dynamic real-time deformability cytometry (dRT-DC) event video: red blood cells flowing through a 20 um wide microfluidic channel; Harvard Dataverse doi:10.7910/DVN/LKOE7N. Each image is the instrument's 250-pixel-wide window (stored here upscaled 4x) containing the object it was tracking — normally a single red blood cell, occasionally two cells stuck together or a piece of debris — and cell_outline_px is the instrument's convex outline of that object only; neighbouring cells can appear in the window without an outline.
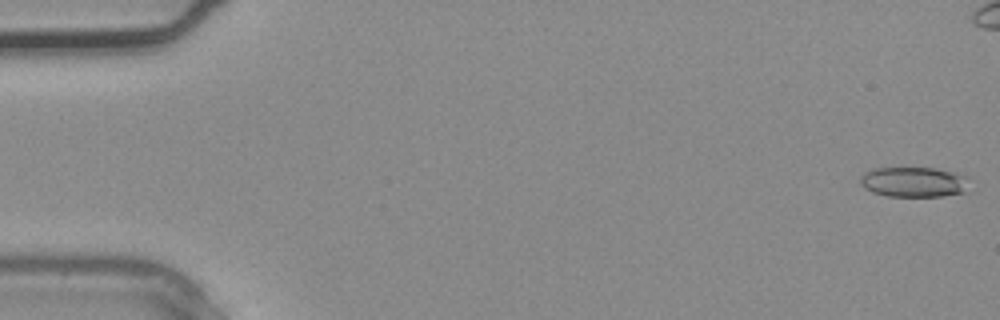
{"species": "common noctule bat (a hibernating species)", "species_latin": "Nyctalus noctula", "temperature_condition": "warm", "stored_images_in_passage": 4, "segment_of_instrument_passage": [2, 2], "camera_frame_rate_fps": 3000, "um_per_image_px": 0.085, "animal": {"sex": "male", "body_mass_g": 20.4}, "frame": {"image": 1, "passage_image": 4, "time_ms": 1.0, "image_size_px": [1000, 320], "cell_outline_px": [[964, 192], [940, 196], [888, 196], [872, 192], [864, 188], [860, 184], [860, 176], [864, 172], [876, 168], [936, 168], [956, 172], [964, 176]], "centroid_in_image_um": [77.57, 15.46], "position_along_channel_um": 7.4, "area_um2": 18.84}}